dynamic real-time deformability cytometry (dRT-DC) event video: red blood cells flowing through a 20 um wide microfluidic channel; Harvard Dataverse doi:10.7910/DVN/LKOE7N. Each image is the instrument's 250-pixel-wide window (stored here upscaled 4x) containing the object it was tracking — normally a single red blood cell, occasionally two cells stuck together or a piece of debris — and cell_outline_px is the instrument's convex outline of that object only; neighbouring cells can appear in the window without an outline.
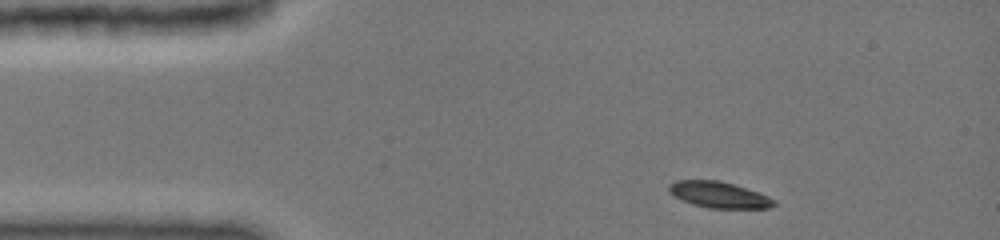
{"species": "common noctule bat (a hibernating species)", "species_latin": "Nyctalus noctula", "temperature_condition": "cold", "stored_images_in_passage": 6, "camera_frame_rate_fps": 3000, "um_per_image_px": 0.085, "animal": {"sex": "female", "body_mass_g": 19.0, "forearm_length_mm": 51.5}, "frame": {"image": 1, "passage_image": 1, "time_ms": 0.0, "image_size_px": [1000, 240], "cell_outline_px": [[776, 204], [768, 208], [708, 208], [692, 204], [680, 200], [668, 192], [668, 184], [676, 180], [720, 180], [760, 192], [776, 200]], "centroid_in_image_um": [61.09, 16.55], "position_along_channel_um": 23.9, "area_um2": 16.24}}